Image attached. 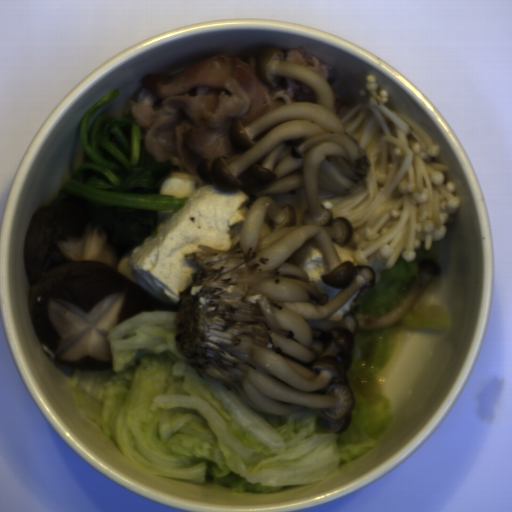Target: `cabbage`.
<instances>
[{"label":"cabbage","mask_w":512,"mask_h":512,"mask_svg":"<svg viewBox=\"0 0 512 512\" xmlns=\"http://www.w3.org/2000/svg\"><path fill=\"white\" fill-rule=\"evenodd\" d=\"M177 314L145 310L119 322L106 334L112 368H73L69 389L80 414L139 469L201 484L211 474L241 494L318 482L371 450L394 412L376 377L404 332L451 325L445 306L414 304L388 327L355 332L351 423L331 433L310 410L269 415L211 376L200 378L178 352Z\"/></svg>","instance_id":"obj_1"},{"label":"cabbage","mask_w":512,"mask_h":512,"mask_svg":"<svg viewBox=\"0 0 512 512\" xmlns=\"http://www.w3.org/2000/svg\"><path fill=\"white\" fill-rule=\"evenodd\" d=\"M440 242H432L427 248L425 241L419 245L414 260L399 257L388 269L382 271L375 283L362 287L351 303V313L382 316L397 307L419 275V261H439Z\"/></svg>","instance_id":"obj_2"}]
</instances>
